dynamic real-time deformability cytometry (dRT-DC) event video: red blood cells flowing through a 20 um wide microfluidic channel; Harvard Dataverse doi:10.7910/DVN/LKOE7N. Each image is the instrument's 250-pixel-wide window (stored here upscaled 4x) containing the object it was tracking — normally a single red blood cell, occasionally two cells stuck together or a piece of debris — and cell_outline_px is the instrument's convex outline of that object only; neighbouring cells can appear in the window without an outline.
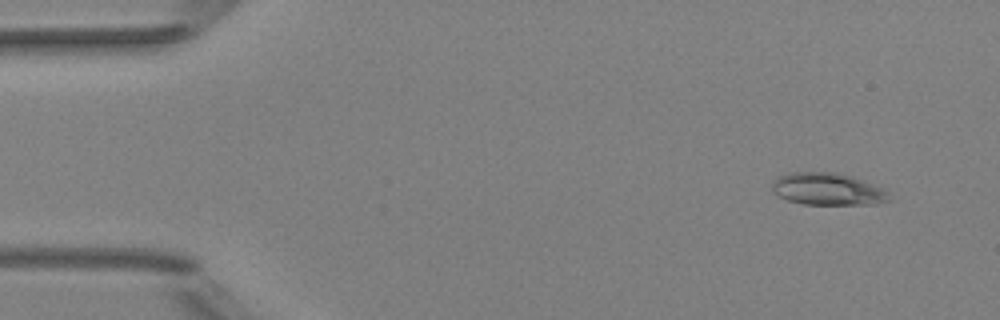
{"species": "Egyptian fruit bat (a non-hibernating species)", "species_latin": "Rousettus aegyptiacus", "temperature_condition": "room temperature", "stored_images_in_passage": 4, "camera_frame_rate_fps": 3000, "um_per_image_px": 0.085, "animal": {"sex": "female"}, "frame": {"image": 1, "passage_image": 1, "time_ms": 0.0, "image_size_px": [1000, 320], "cell_outline_px": [[892, 200], [876, 204], [804, 204], [788, 200], [772, 192], [772, 180], [788, 172], [836, 172], [852, 176], [880, 188], [888, 192]], "centroid_in_image_um": [70.33, 16.07], "position_along_channel_um": 14.7, "area_um2": 21.91}}
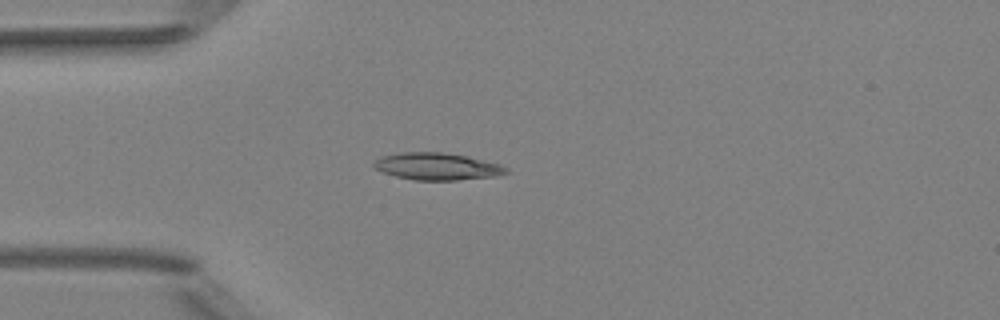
{"frame": {"image": 2, "passage_image": 4, "time_ms": 1.0, "image_size_px": [1000, 320], "cell_outline_px": [[508, 172], [496, 176], [456, 180], [416, 180], [396, 176], [372, 168], [372, 160], [380, 156], [400, 152], [444, 152], [468, 156], [500, 164], [508, 168]], "centroid_in_image_um": [37.1, 14.13], "position_along_channel_um": 47.9, "area_um2": 21.1}}